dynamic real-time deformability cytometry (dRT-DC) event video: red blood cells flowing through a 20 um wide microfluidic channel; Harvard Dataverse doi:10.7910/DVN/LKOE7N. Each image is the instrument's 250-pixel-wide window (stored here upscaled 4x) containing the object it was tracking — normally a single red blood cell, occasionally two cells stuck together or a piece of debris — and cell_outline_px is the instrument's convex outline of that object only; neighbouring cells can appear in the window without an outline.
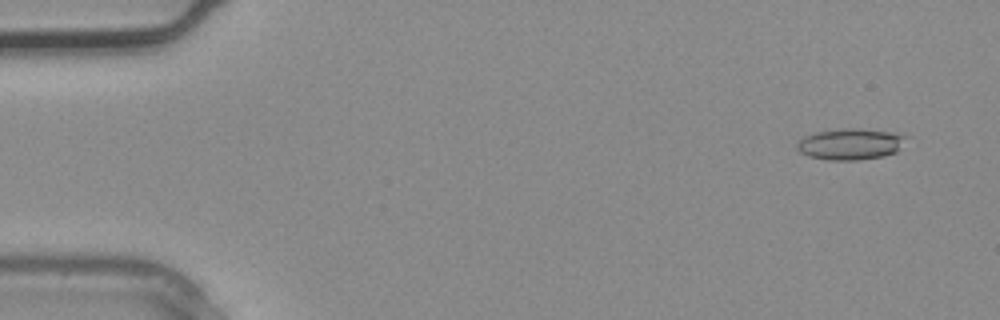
{"species": "common noctule bat (a hibernating species)", "species_latin": "Nyctalus noctula", "temperature_condition": "warm", "stored_images_in_passage": 4, "camera_frame_rate_fps": 3000, "um_per_image_px": 0.085, "animal": {"sex": "male", "body_mass_g": 20.4}, "frame": {"image": 1, "passage_image": 1, "time_ms": 0.0, "image_size_px": [1000, 320], "cell_outline_px": [[912, 136], [896, 152], [884, 156], [856, 160], [828, 160], [808, 156], [800, 152], [796, 148], [796, 144], [804, 136], [816, 132], [844, 128], [856, 128], [904, 132]], "centroid_in_image_um": [72.39, 12.22], "position_along_channel_um": 12.6, "area_um2": 20.46}}
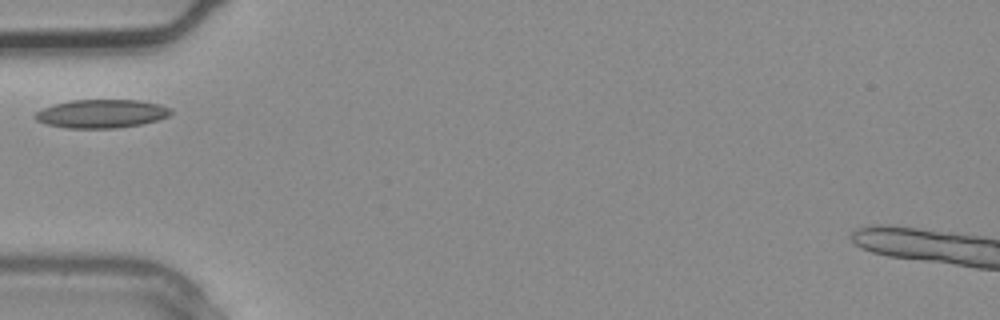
{"frame": {"image": 2, "passage_image": 4, "time_ms": 1.0, "image_size_px": [1000, 320], "cell_outline_px": [[172, 112], [168, 116], [144, 124], [116, 128], [64, 128], [48, 124], [36, 120], [32, 116], [36, 112], [52, 104], [72, 100], [140, 100], [160, 104], [172, 108]], "centroid_in_image_um": [8.63, 9.66], "position_along_channel_um": 76.4, "area_um2": 22.66}}